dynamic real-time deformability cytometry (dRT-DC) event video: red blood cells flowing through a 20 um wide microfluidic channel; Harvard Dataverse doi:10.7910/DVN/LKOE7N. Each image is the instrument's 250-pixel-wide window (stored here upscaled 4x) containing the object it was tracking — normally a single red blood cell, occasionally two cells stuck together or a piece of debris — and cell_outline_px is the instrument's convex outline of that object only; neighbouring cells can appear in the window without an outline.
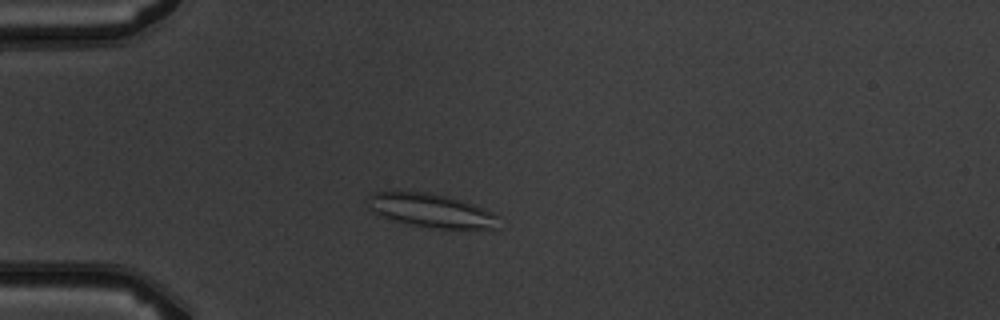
{"species": "common noctule bat (a hibernating species)", "species_latin": "Nyctalus noctula", "temperature_condition": "warm", "stored_images_in_passage": 3, "camera_frame_rate_fps": 3000, "um_per_image_px": 0.085, "animal": {"sex": "male", "body_mass_g": 19.5, "forearm_length_mm": 54.6}, "frame": {"image": 1, "passage_image": 3, "time_ms": 2.333, "image_size_px": [1000, 320], "cell_outline_px": [[500, 228], [436, 228], [412, 224], [380, 216], [368, 208], [368, 196], [372, 192], [424, 192], [448, 196], [472, 204], [492, 212], [500, 216]], "centroid_in_image_um": [36.67, 17.89], "position_along_channel_um": 48.3, "area_um2": 25.37}}